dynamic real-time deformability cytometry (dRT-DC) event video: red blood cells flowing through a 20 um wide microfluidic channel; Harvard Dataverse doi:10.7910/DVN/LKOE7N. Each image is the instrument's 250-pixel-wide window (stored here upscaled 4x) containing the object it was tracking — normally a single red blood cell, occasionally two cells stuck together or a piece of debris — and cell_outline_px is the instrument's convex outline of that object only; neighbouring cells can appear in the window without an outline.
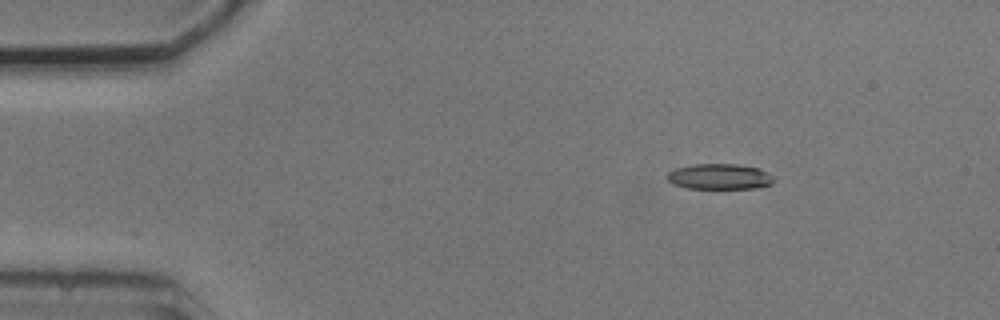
{"species": "common noctule bat (a hibernating species)", "species_latin": "Nyctalus noctula", "temperature_condition": "cold", "stored_images_in_passage": 5, "camera_frame_rate_fps": 3000, "um_per_image_px": 0.085, "animal": {"sex": "male", "body_mass_g": 20.5, "forearm_length_mm": 52.5}, "frame": {"image": 1, "passage_image": 2, "time_ms": 1.333, "image_size_px": [1000, 320], "cell_outline_px": [[776, 180], [772, 184], [756, 188], [688, 188], [672, 184], [668, 180], [668, 172], [676, 168], [692, 164], [736, 164], [760, 168], [776, 176]], "centroid_in_image_um": [61.23, 15.0], "position_along_channel_um": 23.8, "area_um2": 16.07}}
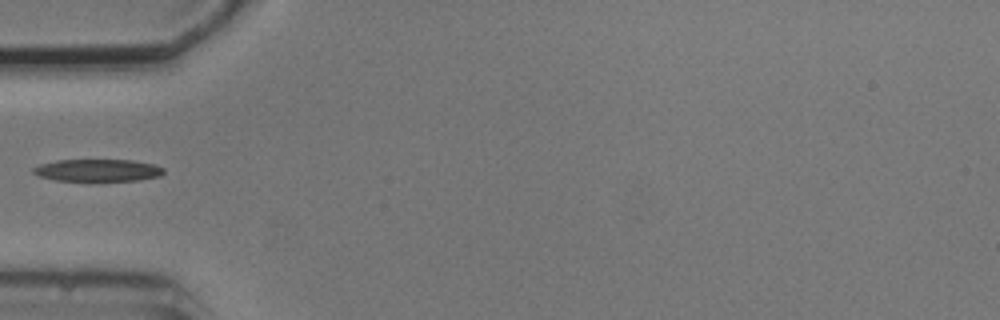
{"frame": {"image": 2, "passage_image": 5, "time_ms": 4.667, "image_size_px": [1000, 320], "cell_outline_px": [[164, 172], [160, 176], [140, 180], [56, 180], [40, 176], [32, 172], [32, 168], [40, 164], [56, 160], [132, 160], [152, 164], [164, 168]], "centroid_in_image_um": [8.31, 14.46], "position_along_channel_um": 76.7, "area_um2": 16.65}}